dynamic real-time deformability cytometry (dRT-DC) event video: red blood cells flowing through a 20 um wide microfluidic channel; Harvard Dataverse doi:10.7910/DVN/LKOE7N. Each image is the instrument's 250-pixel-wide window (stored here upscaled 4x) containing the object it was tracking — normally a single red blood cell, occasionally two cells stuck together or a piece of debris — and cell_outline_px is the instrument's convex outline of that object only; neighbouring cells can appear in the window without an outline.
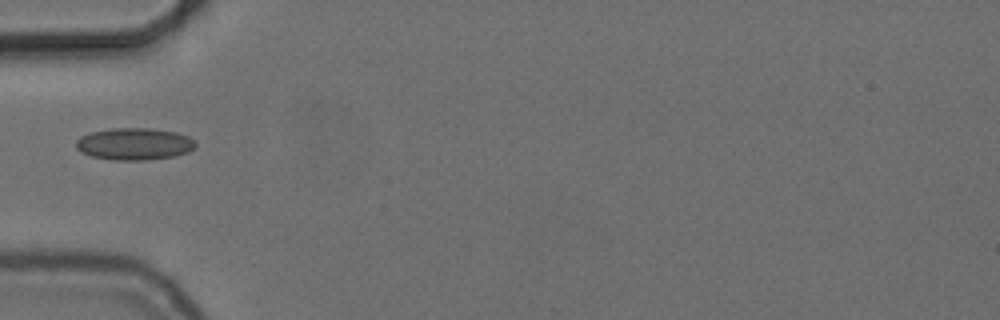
{"species": "common noctule bat (a hibernating species)", "species_latin": "Nyctalus noctula", "temperature_condition": "cold", "stored_images_in_passage": 27, "camera_frame_rate_fps": 3000, "um_per_image_px": 0.085, "animal": {"sex": "female", "body_mass_g": 24.6, "forearm_length_mm": 56.2}, "frame": {"image": 1, "passage_image": 1, "time_ms": 0.0, "image_size_px": [1000, 320], "cell_outline_px": [[196, 144], [188, 152], [176, 156], [144, 160], [112, 160], [92, 156], [80, 152], [76, 148], [76, 140], [80, 136], [92, 132], [112, 128], [152, 128], [176, 132], [188, 136], [196, 140]], "centroid_in_image_um": [11.42, 12.23], "position_along_channel_um": 73.6, "area_um2": 22.43}}
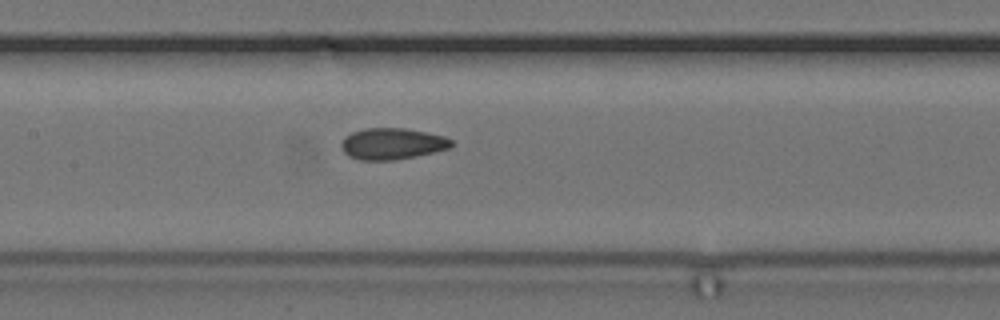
{"frame": {"image": 2, "passage_image": 9, "time_ms": 2.667, "image_size_px": [1000, 320], "cell_outline_px": [[452, 144], [448, 148], [416, 156], [396, 160], [360, 160], [348, 156], [344, 152], [340, 144], [344, 136], [352, 132], [364, 128], [404, 128], [444, 136], [452, 140]], "centroid_in_image_um": [33.28, 12.22], "position_along_channel_um": 174.1, "area_um2": 20.06}}
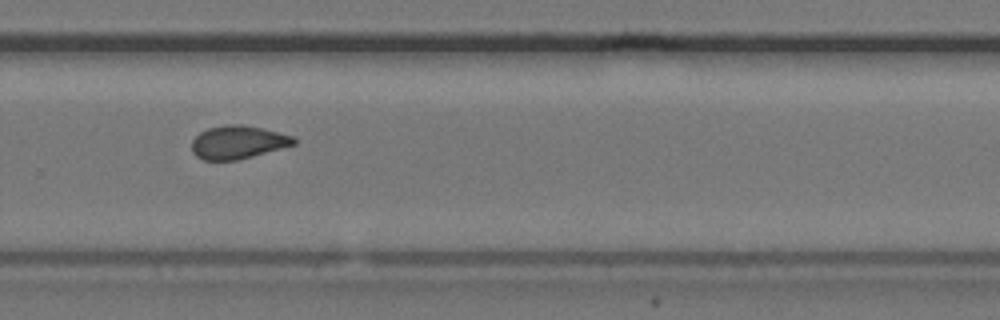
{"frame": {"image": 3, "passage_image": 20, "time_ms": 6.333, "image_size_px": [1000, 320], "cell_outline_px": [[296, 144], [252, 156], [236, 160], [204, 160], [196, 156], [192, 152], [192, 140], [200, 132], [208, 128], [228, 124], [240, 124], [260, 128], [292, 136], [296, 140]], "centroid_in_image_um": [20.19, 12.09], "position_along_channel_um": 309.6, "area_um2": 19.48}, "authors_computed_cell_mechanics": {"area_um2": 19.7676, "velocity_mm_per_s": 3.7229, "shape_relaxation_time_tau1_ms": null, "shape_relaxation_time_tau2_ms": 1.6277, "deformation_change_tau1": null, "deformation_change_tau2": 0.0621}}